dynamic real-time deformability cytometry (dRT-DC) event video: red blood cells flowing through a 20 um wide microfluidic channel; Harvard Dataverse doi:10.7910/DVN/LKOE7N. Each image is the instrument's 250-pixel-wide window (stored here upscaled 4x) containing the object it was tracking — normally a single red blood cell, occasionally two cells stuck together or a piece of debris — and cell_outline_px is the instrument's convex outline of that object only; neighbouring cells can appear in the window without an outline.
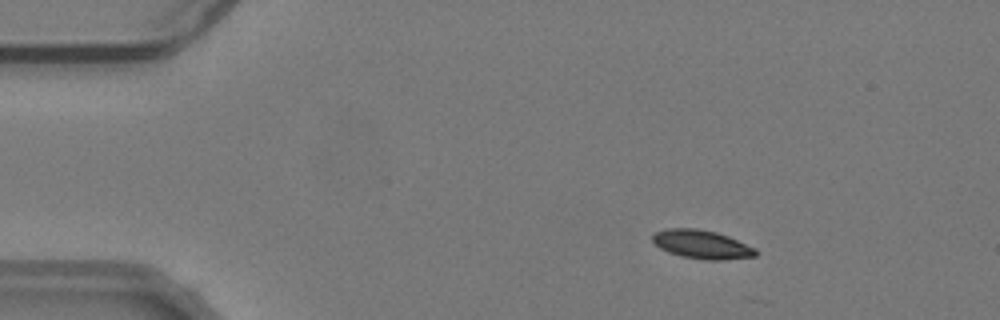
{"species": "common noctule bat (a hibernating species)", "species_latin": "Nyctalus noctula", "temperature_condition": "warm", "stored_images_in_passage": 55, "camera_frame_rate_fps": 3000, "um_per_image_px": 0.085, "animal": {"sex": "male", "body_mass_g": 19.2, "forearm_length_mm": 51.8}, "frame": {"image": 1, "passage_image": 9, "time_ms": 2.667, "image_size_px": [1000, 320], "cell_outline_px": [[756, 256], [720, 260], [708, 260], [680, 256], [668, 252], [660, 248], [652, 240], [652, 236], [656, 232], [664, 228], [696, 228], [716, 232], [728, 236], [756, 248]], "centroid_in_image_um": [59.63, 20.77], "position_along_channel_um": 25.4, "area_um2": 17.17}}
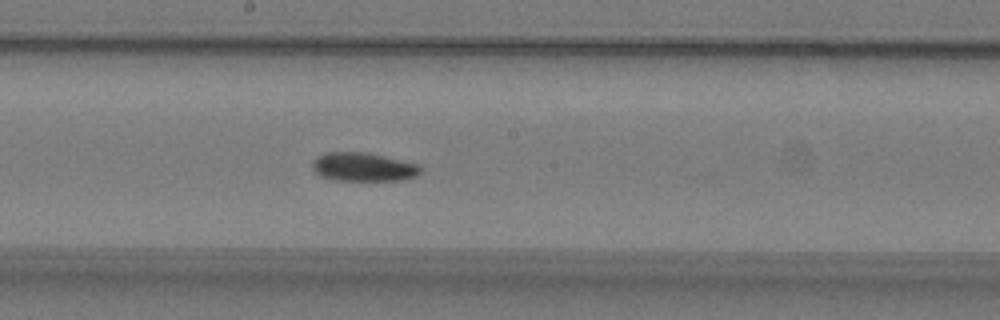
{"frame": {"image": 2, "passage_image": 30, "time_ms": 9.667, "image_size_px": [1000, 320], "cell_outline_px": [[420, 172], [416, 176], [400, 180], [336, 180], [320, 176], [312, 168], [312, 160], [316, 156], [324, 152], [368, 152], [416, 164], [420, 168]], "centroid_in_image_um": [30.81, 14.18], "position_along_channel_um": 217.4, "area_um2": 17.98}}
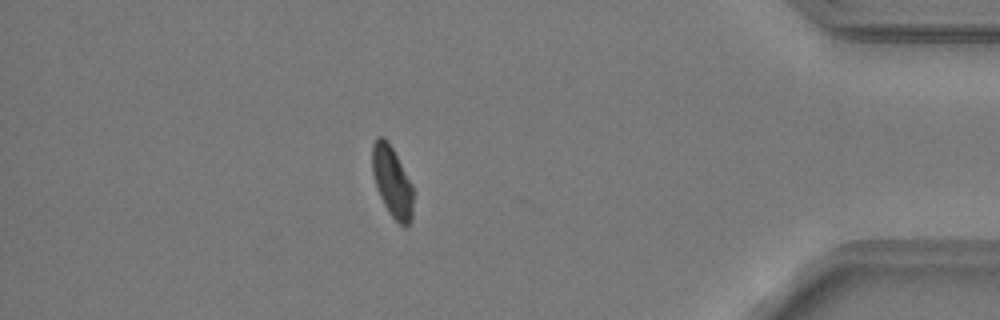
{"frame": {"image": 3, "passage_image": 48, "time_ms": 15.667, "image_size_px": [1000, 320], "cell_outline_px": [[416, 192], [412, 220], [408, 224], [400, 224], [388, 212], [376, 188], [372, 172], [372, 144], [376, 136], [384, 136], [388, 140], [412, 184]], "centroid_in_image_um": [33.35, 15.43], "position_along_channel_um": 401.8, "area_um2": 17.34}, "authors_computed_cell_mechanics": {"area_um2": 17.5712, "velocity_mm_per_s": 3.7889, "shape_relaxation_time_tau1_ms": null, "shape_relaxation_time_tau2_ms": 6.2996, "deformation_change_tau1": null, "deformation_change_tau2": 0.1006}}